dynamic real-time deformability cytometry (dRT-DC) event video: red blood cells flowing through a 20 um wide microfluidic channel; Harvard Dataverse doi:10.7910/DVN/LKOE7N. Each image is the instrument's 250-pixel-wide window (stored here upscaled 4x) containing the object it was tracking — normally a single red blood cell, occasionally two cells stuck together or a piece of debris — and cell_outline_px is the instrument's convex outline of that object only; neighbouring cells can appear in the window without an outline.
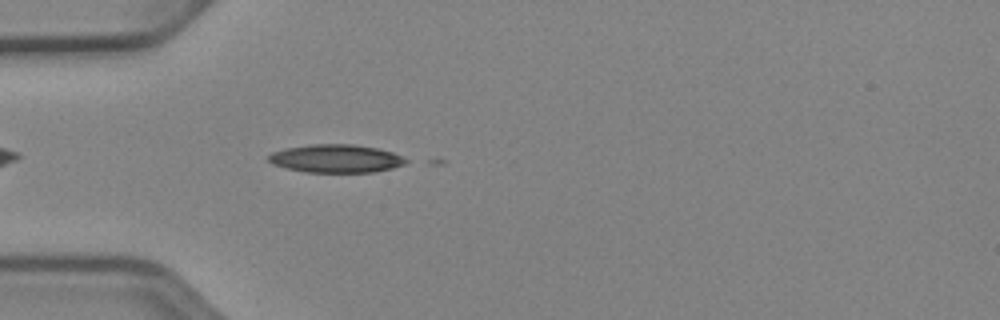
{"species": "Egyptian fruit bat (a non-hibernating species)", "species_latin": "Rousettus aegyptiacus", "temperature_condition": "cold", "stored_images_in_passage": 5, "camera_frame_rate_fps": 3000, "um_per_image_px": 0.085, "animal": {"sex": "female"}, "frame": {"image": 1, "passage_image": 4, "time_ms": 1.0, "image_size_px": [1000, 320], "cell_outline_px": [[408, 160], [404, 164], [392, 168], [372, 172], [308, 172], [284, 168], [272, 164], [268, 160], [268, 156], [272, 152], [284, 148], [312, 144], [352, 144], [376, 148], [392, 152]], "centroid_in_image_um": [28.51, 13.47], "position_along_channel_um": 56.5, "area_um2": 22.43}}